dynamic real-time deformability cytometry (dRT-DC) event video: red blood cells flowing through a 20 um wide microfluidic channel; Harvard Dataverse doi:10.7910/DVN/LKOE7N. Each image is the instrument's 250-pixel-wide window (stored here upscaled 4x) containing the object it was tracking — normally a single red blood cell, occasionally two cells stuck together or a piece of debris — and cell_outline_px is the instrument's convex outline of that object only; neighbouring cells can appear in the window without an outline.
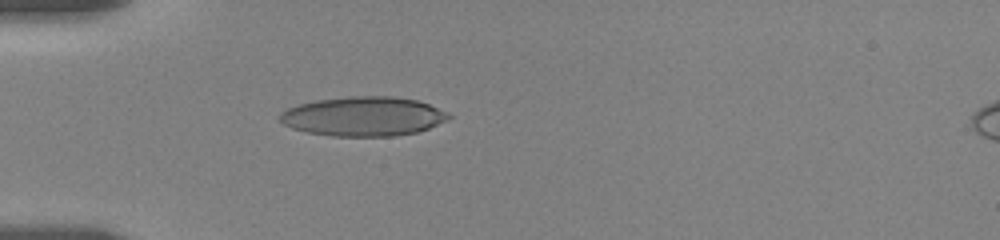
{"species": "human", "species_latin": "Homo sapiens", "temperature_condition": "room temperature", "stored_images_in_passage": 75, "camera_frame_rate_fps": 3000, "um_per_image_px": 0.085, "donor": {"sex": "female"}, "frame": {"image": 1, "passage_image": 23, "time_ms": 5.0, "image_size_px": [1000, 240], "cell_outline_px": [[452, 116], [448, 120], [428, 128], [416, 132], [392, 136], [332, 136], [308, 132], [292, 128], [284, 124], [280, 120], [280, 112], [288, 108], [300, 104], [316, 100], [348, 96], [392, 96], [416, 100], [428, 104], [448, 112]], "centroid_in_image_um": [30.89, 9.89], "position_along_channel_um": 54.1, "area_um2": 38.61}}
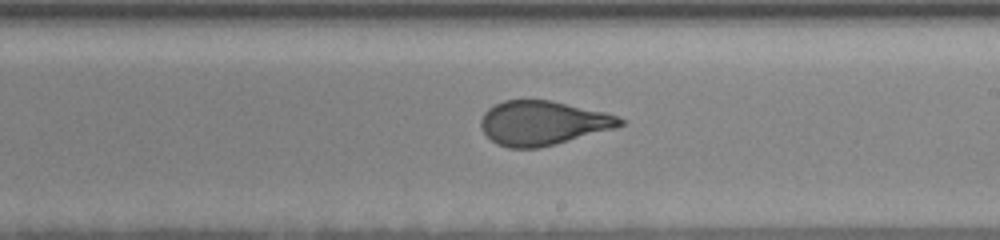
{"frame": {"image": 2, "passage_image": 43, "time_ms": 10.667, "image_size_px": [1000, 240], "cell_outline_px": [[624, 124], [612, 128], [540, 148], [508, 148], [496, 144], [480, 128], [480, 120], [484, 112], [488, 108], [504, 100], [552, 100], [604, 112], [616, 116], [624, 120]], "centroid_in_image_um": [46.07, 10.45], "position_along_channel_um": 242.9, "area_um2": 35.55}}
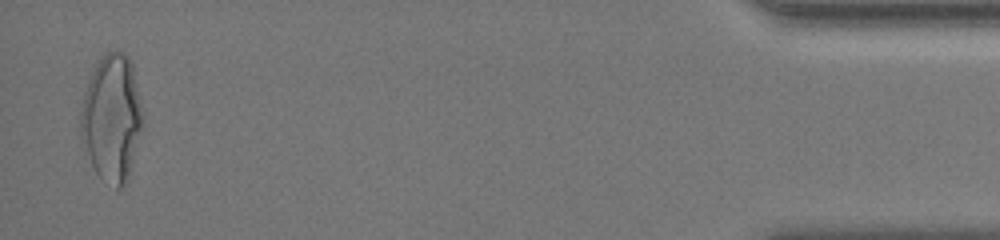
{"frame": {"image": 3, "passage_image": 72, "time_ms": 18.0, "image_size_px": [1000, 240], "cell_outline_px": [[144, 124], [128, 180], [120, 188], [116, 188], [100, 176], [96, 172], [80, 140], [80, 112], [84, 92], [88, 80], [100, 56], [104, 52], [124, 52], [128, 56], [132, 64], [144, 120]], "centroid_in_image_um": [9.5, 10.03], "position_along_channel_um": 425.7, "area_um2": 46.07}, "authors_computed_cell_mechanics": {"area_um2": 36.5874, "velocity_mm_per_s": 3.5244, "shape_relaxation_time_tau1_ms": 8.9713, "shape_relaxation_time_tau2_ms": 0.7902, "deformation_change_tau1": 0.236, "deformation_change_tau2": 0.0875}}